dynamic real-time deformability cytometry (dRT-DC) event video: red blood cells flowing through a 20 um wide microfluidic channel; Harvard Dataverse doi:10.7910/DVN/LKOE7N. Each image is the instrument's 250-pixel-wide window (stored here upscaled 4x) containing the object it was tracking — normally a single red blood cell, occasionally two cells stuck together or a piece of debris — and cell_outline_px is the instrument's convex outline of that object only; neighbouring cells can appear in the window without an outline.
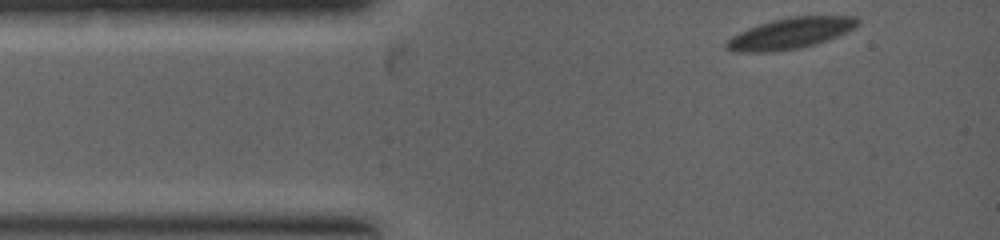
{"species": "common noctule bat (a hibernating species)", "species_latin": "Nyctalus noctula", "temperature_condition": "warm", "stored_images_in_passage": 6, "camera_frame_rate_fps": 5000, "um_per_image_px": 0.085, "animal": {"sex": "female", "body_mass_g": 19.0, "forearm_length_mm": 53.3}, "frame": {"image": 1, "passage_image": 1, "time_ms": 0.0, "image_size_px": [1000, 240], "cell_outline_px": [[860, 20], [852, 28], [836, 36], [816, 44], [800, 48], [772, 52], [740, 52], [724, 48], [724, 44], [732, 36], [748, 28], [772, 20], [792, 16], [856, 16]], "centroid_in_image_um": [67.14, 2.84], "position_along_channel_um": 17.9, "area_um2": 23.41}}
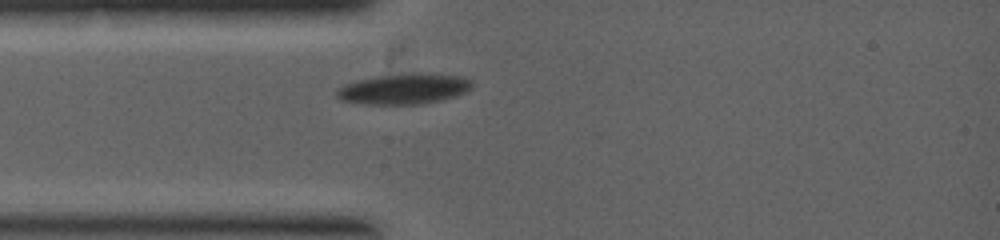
{"frame": {"image": 2, "passage_image": 3, "time_ms": 1.2, "image_size_px": [1000, 240], "cell_outline_px": [[472, 88], [456, 96], [440, 100], [420, 104], [364, 104], [340, 100], [336, 96], [336, 88], [344, 84], [356, 80], [376, 76], [412, 72], [416, 72], [464, 76], [472, 80]], "centroid_in_image_um": [34.32, 7.54], "position_along_channel_um": 50.7, "area_um2": 24.45}}
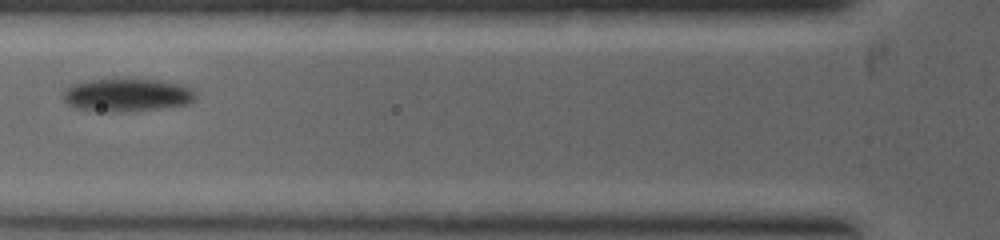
{"frame": {"image": 3, "passage_image": 5, "time_ms": 2.2, "image_size_px": [1000, 240], "cell_outline_px": [[196, 100], [188, 104], [164, 108], [124, 112], [108, 112], [72, 108], [64, 100], [64, 88], [72, 84], [88, 80], [132, 76], [164, 80], [180, 84], [192, 88], [196, 92]], "centroid_in_image_um": [10.83, 8.04], "position_along_channel_um": 115.0, "area_um2": 26.82}}